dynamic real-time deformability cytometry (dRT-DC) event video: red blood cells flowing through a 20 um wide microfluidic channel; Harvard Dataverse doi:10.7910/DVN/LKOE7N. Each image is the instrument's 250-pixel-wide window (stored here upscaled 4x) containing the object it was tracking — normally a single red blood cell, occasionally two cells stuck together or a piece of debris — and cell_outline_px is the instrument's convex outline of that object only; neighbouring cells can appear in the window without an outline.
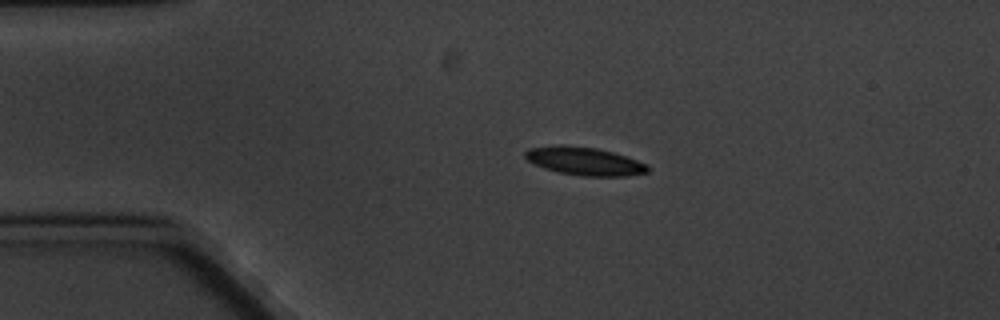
{"species": "common noctule bat (a hibernating species)", "species_latin": "Nyctalus noctula", "temperature_condition": "cold", "stored_images_in_passage": 8, "camera_frame_rate_fps": 3000, "um_per_image_px": 0.085, "animal": {"sex": "male", "body_mass_g": 20.1, "forearm_length_mm": 53.5}, "frame": {"image": 1, "passage_image": 3, "time_ms": 2.0, "image_size_px": [1000, 320], "cell_outline_px": [[648, 172], [628, 176], [584, 176], [560, 172], [544, 168], [528, 160], [524, 156], [524, 152], [528, 148], [556, 144], [564, 144], [596, 148], [628, 156], [648, 164]], "centroid_in_image_um": [49.69, 13.68], "position_along_channel_um": 35.3, "area_um2": 20.23}}
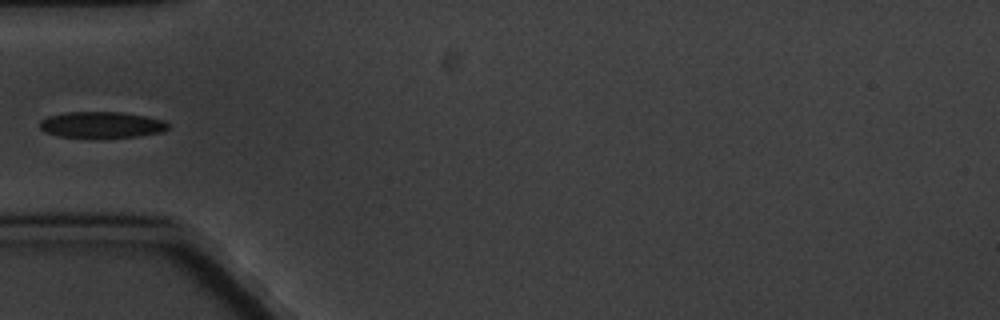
{"frame": {"image": 2, "passage_image": 4, "time_ms": 4.333, "image_size_px": [1000, 320], "cell_outline_px": [[168, 128], [164, 132], [136, 136], [88, 140], [60, 136], [44, 132], [40, 128], [40, 120], [48, 116], [64, 112], [120, 112], [148, 116], [164, 120], [168, 124]], "centroid_in_image_um": [8.61, 10.64], "position_along_channel_um": 76.4, "area_um2": 20.35}}
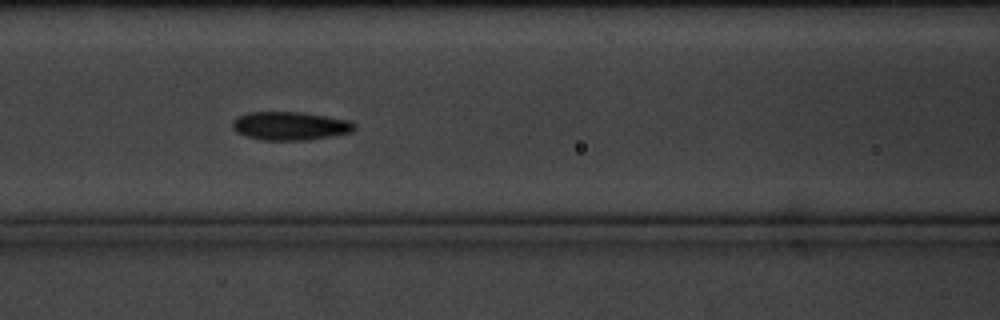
{"frame": {"image": 3, "passage_image": 6, "time_ms": 6.333, "image_size_px": [1000, 320], "cell_outline_px": [[356, 128], [352, 132], [332, 136], [308, 140], [260, 140], [236, 132], [232, 128], [232, 120], [236, 116], [248, 112], [304, 112], [348, 120], [356, 124]], "centroid_in_image_um": [24.65, 10.7], "position_along_channel_um": 142.0, "area_um2": 20.4}}